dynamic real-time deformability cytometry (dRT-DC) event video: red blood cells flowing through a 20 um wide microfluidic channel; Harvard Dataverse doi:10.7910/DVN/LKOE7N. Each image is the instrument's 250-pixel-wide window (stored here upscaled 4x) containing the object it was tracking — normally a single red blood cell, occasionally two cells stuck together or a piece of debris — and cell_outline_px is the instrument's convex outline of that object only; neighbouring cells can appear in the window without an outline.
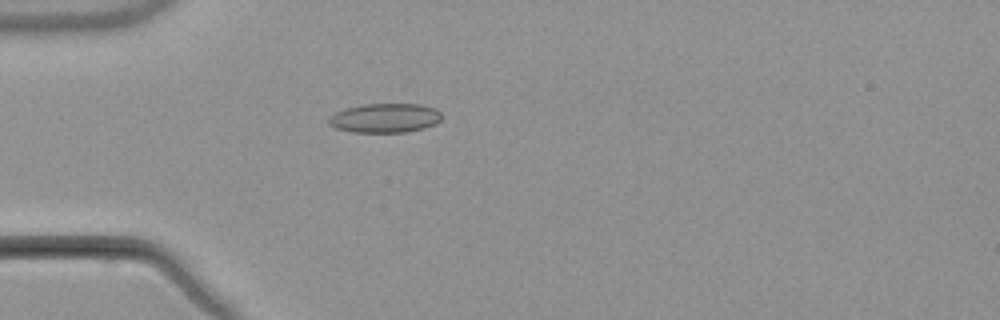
{"species": "common noctule bat (a hibernating species)", "species_latin": "Nyctalus noctula", "temperature_condition": "warm", "stored_images_in_passage": 1, "camera_frame_rate_fps": 3000, "um_per_image_px": 0.085, "animal": {"sex": "male", "body_mass_g": 21.5, "forearm_length_mm": 52.0}, "frame": {"image": 1, "passage_image": 1, "time_ms": 0.0, "image_size_px": [1000, 320], "cell_outline_px": [[440, 120], [436, 124], [424, 128], [404, 132], [352, 132], [336, 128], [328, 124], [328, 120], [336, 112], [348, 108], [364, 104], [420, 104], [436, 108], [440, 112]], "centroid_in_image_um": [32.75, 10.03], "position_along_channel_um": 52.3, "area_um2": 19.13}}